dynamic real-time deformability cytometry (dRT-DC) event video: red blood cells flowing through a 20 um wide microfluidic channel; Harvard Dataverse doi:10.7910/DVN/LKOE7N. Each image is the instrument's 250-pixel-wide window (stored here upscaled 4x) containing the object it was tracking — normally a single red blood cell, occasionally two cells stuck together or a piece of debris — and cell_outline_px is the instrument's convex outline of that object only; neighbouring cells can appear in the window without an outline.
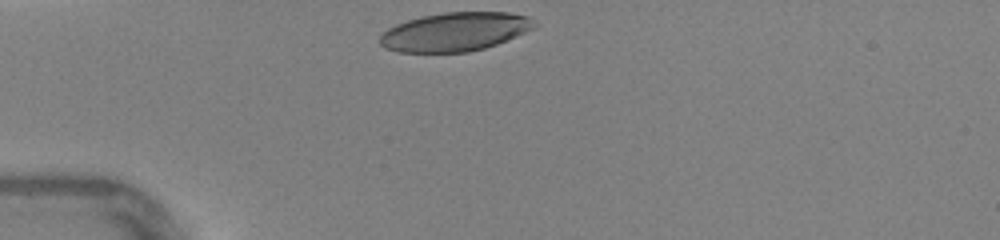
{"species": "human", "species_latin": "Homo sapiens", "temperature_condition": "warm", "stored_images_in_passage": 26, "camera_frame_rate_fps": 3000, "um_per_image_px": 0.085, "donor": {"sex": "female"}, "frame": {"image": 1, "passage_image": 1, "time_ms": 0.0, "image_size_px": [1000, 240], "cell_outline_px": [[536, 24], [532, 28], [524, 32], [496, 44], [484, 48], [468, 52], [400, 52], [384, 48], [380, 44], [380, 36], [388, 28], [396, 24], [420, 16], [444, 12], [508, 12], [528, 16]], "centroid_in_image_um": [38.63, 2.7], "position_along_channel_um": 46.4, "area_um2": 34.62}}
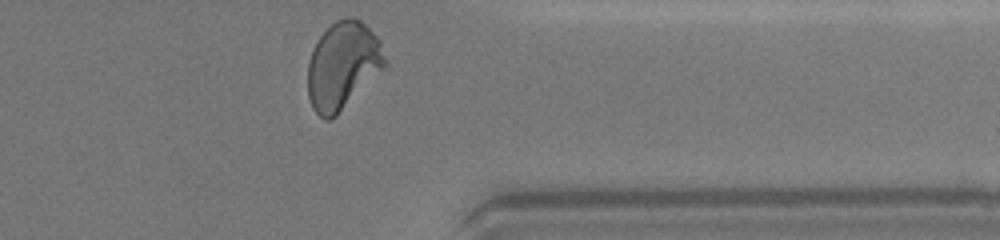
{"frame": {"image": 2, "passage_image": 26, "time_ms": 8.333, "image_size_px": [1000, 240], "cell_outline_px": [[388, 64], [332, 120], [324, 120], [312, 108], [308, 96], [308, 60], [312, 48], [316, 40], [336, 20], [348, 16], [352, 16], [360, 20], [380, 40]], "centroid_in_image_um": [29.12, 5.57], "position_along_channel_um": 382.3, "area_um2": 39.42}, "authors_computed_cell_mechanics": {"area_um2": 38.1191, "velocity_mm_per_s": 4.369, "shape_relaxation_time_tau1_ms": 2.9859, "shape_relaxation_time_tau2_ms": null, "deformation_change_tau1": 0.1894, "deformation_change_tau2": null}}